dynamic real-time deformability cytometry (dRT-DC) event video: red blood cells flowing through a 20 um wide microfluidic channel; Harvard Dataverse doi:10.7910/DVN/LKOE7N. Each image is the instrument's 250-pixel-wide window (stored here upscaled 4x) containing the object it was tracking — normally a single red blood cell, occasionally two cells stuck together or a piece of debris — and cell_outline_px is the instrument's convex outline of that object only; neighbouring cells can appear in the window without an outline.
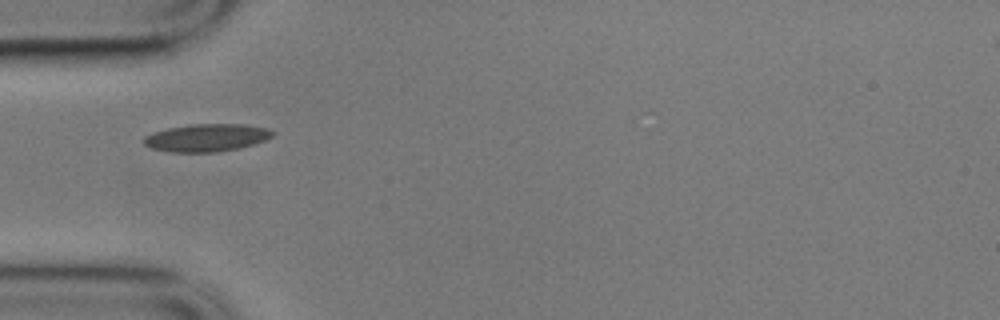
{"species": "common noctule bat (a hibernating species)", "species_latin": "Nyctalus noctula", "temperature_condition": "cold", "stored_images_in_passage": 11, "camera_frame_rate_fps": 3000, "um_per_image_px": 0.085, "animal": {"sex": "male", "body_mass_g": 17.9}, "frame": {"image": 1, "passage_image": 1, "time_ms": 0.0, "image_size_px": [1000, 320], "cell_outline_px": [[276, 132], [272, 136], [264, 140], [240, 148], [216, 152], [172, 152], [152, 148], [144, 144], [144, 136], [152, 132], [168, 128], [188, 124], [244, 124], [268, 128]], "centroid_in_image_um": [17.56, 11.69], "position_along_channel_um": 67.4, "area_um2": 20.75}}
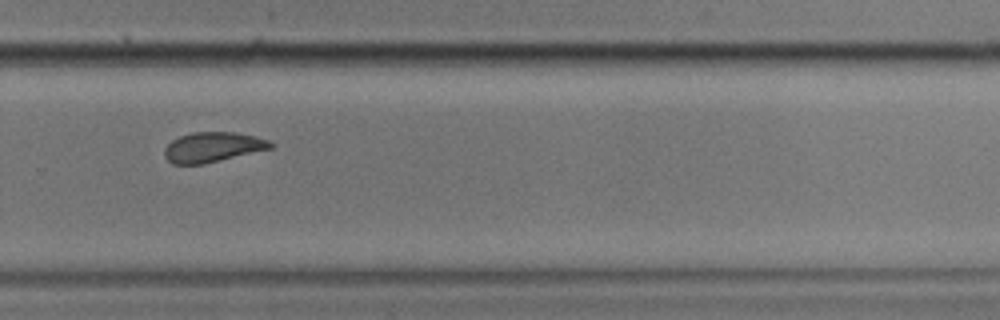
{"frame": {"image": 2, "passage_image": 7, "time_ms": 2.0, "image_size_px": [1000, 320], "cell_outline_px": [[272, 148], [204, 164], [172, 164], [164, 156], [164, 148], [172, 140], [180, 136], [192, 132], [236, 132], [256, 136], [268, 140], [272, 144]], "centroid_in_image_um": [18.06, 12.5], "position_along_channel_um": 311.7, "area_um2": 18.5}}
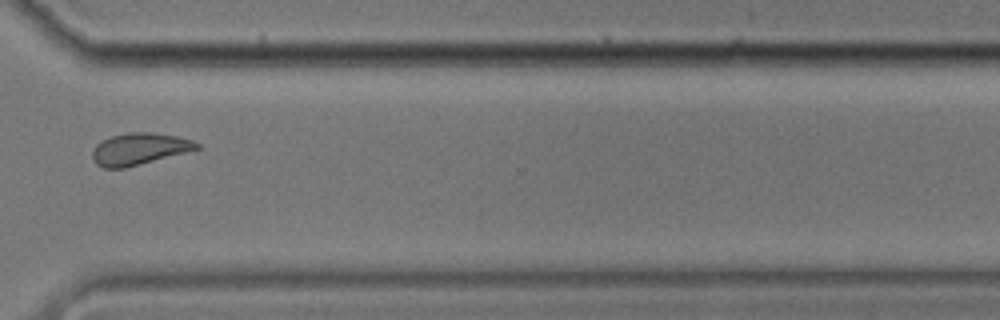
{"frame": {"image": 3, "passage_image": 8, "time_ms": 2.333, "image_size_px": [1000, 320], "cell_outline_px": [[200, 148], [124, 168], [104, 168], [96, 164], [92, 156], [92, 152], [96, 144], [112, 136], [132, 132], [148, 132], [176, 136], [192, 140], [200, 144]], "centroid_in_image_um": [11.82, 12.66], "position_along_channel_um": 358.8, "area_um2": 18.9}}